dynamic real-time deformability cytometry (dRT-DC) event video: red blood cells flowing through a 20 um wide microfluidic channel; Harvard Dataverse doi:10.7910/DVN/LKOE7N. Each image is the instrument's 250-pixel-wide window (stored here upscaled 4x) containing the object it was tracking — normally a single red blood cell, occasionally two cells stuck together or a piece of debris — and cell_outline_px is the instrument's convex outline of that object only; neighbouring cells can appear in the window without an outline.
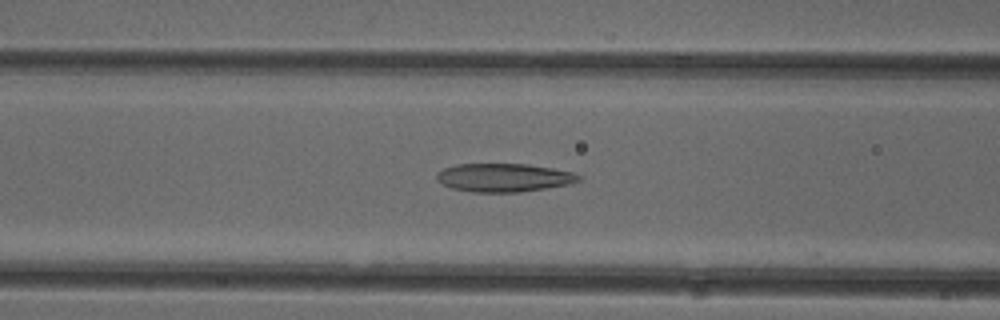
{"species": "common noctule bat (a hibernating species)", "species_latin": "Nyctalus noctula", "temperature_condition": "cold", "stored_images_in_passage": 51, "camera_frame_rate_fps": 3000, "um_per_image_px": 0.085, "animal": {"sex": "female"}, "frame": {"image": 1, "passage_image": 20, "time_ms": 6.333, "image_size_px": [1000, 320], "cell_outline_px": [[580, 180], [572, 184], [520, 192], [472, 192], [452, 188], [436, 180], [436, 172], [444, 168], [456, 164], [528, 164], [576, 172], [580, 176]], "centroid_in_image_um": [42.84, 15.09], "position_along_channel_um": 123.8, "area_um2": 23.64}}
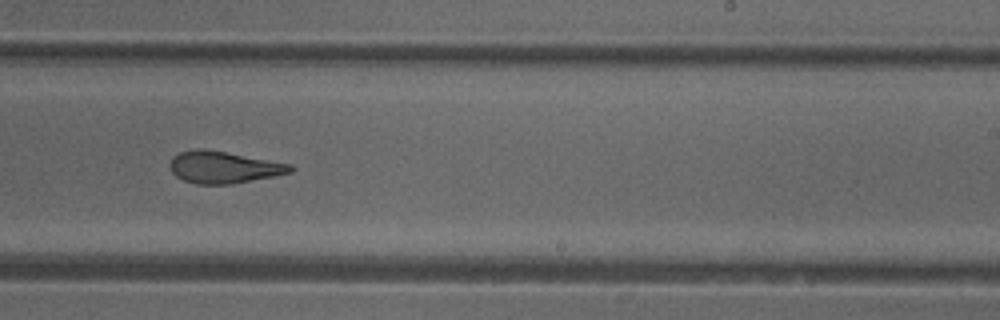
{"frame": {"image": 2, "passage_image": 31, "time_ms": 10.0, "image_size_px": [1000, 320], "cell_outline_px": [[296, 168], [292, 172], [232, 184], [196, 184], [184, 180], [176, 176], [172, 172], [172, 156], [180, 152], [196, 148], [204, 148], [228, 152], [292, 164]], "centroid_in_image_um": [19.04, 14.2], "position_along_channel_um": 270.0, "area_um2": 22.37}}
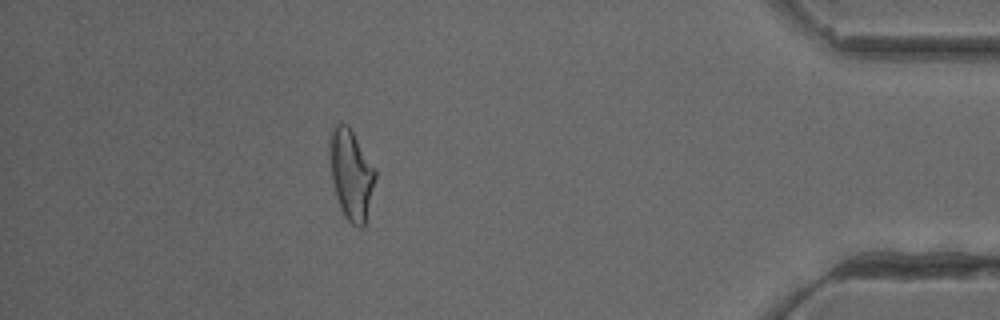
{"frame": {"image": 3, "passage_image": 45, "time_ms": 14.667, "image_size_px": [1000, 320], "cell_outline_px": [[376, 176], [364, 228], [356, 228], [344, 216], [340, 208], [336, 196], [332, 180], [328, 144], [328, 132], [336, 124], [348, 124], [376, 168]], "centroid_in_image_um": [29.83, 14.8], "position_along_channel_um": 405.4, "area_um2": 24.33}, "authors_computed_cell_mechanics": {"area_um2": 24.276, "velocity_mm_per_s": 3.9813, "shape_relaxation_time_tau1_ms": 11.3592, "shape_relaxation_time_tau2_ms": 2.5056, "deformation_change_tau1": 0.2813, "deformation_change_tau2": 0.1099}}